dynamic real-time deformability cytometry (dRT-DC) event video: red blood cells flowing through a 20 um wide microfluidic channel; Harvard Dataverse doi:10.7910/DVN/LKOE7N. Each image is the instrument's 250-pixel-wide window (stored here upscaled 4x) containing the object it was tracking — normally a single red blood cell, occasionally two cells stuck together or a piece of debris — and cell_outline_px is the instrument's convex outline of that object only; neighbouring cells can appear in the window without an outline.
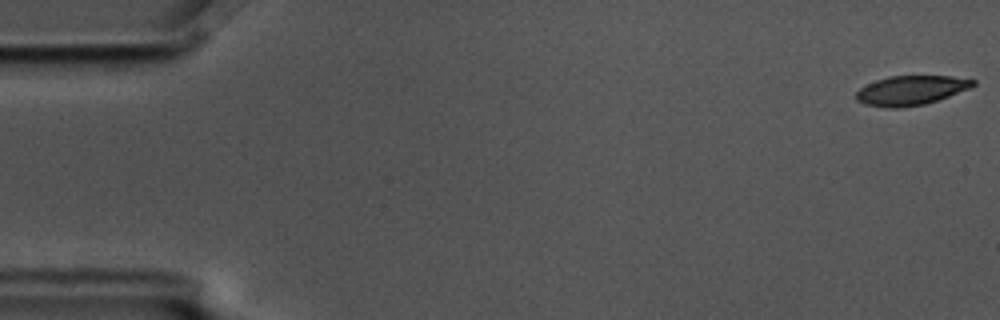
{"species": "common noctule bat (a hibernating species)", "species_latin": "Nyctalus noctula", "temperature_condition": "cold", "stored_images_in_passage": 6, "camera_frame_rate_fps": 3000, "um_per_image_px": 0.085, "animal": {"sex": "male", "body_mass_g": 17.5, "forearm_length_mm": 52.3}, "frame": {"image": 1, "passage_image": 1, "time_ms": 0.0, "image_size_px": [1000, 320], "cell_outline_px": [[976, 84], [972, 88], [924, 104], [900, 108], [888, 108], [864, 104], [856, 100], [856, 92], [860, 88], [876, 80], [888, 76], [952, 76], [976, 80]], "centroid_in_image_um": [77.44, 7.68], "position_along_channel_um": 7.6, "area_um2": 20.06}}
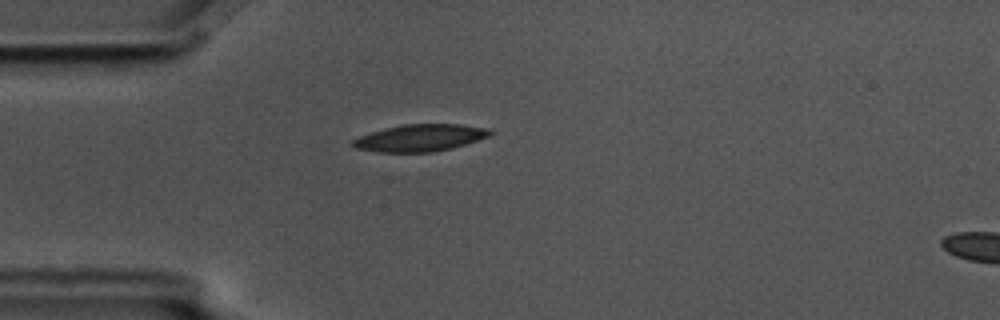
{"frame": {"image": 2, "passage_image": 5, "time_ms": 1.333, "image_size_px": [1000, 320], "cell_outline_px": [[496, 132], [488, 136], [452, 148], [432, 152], [376, 152], [356, 148], [348, 144], [352, 140], [360, 136], [384, 128], [400, 124], [460, 124], [488, 128]], "centroid_in_image_um": [35.68, 11.71], "position_along_channel_um": 49.3, "area_um2": 21.68}}